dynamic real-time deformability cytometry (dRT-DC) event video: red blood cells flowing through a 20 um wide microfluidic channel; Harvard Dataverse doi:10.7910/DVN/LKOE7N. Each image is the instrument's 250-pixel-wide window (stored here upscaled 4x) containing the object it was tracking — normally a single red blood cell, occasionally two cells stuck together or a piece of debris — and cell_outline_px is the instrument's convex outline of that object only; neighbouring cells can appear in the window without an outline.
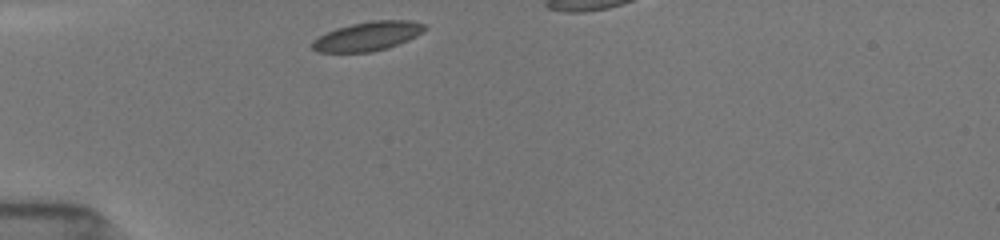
{"species": "common noctule bat (a hibernating species)", "species_latin": "Nyctalus noctula", "temperature_condition": "room temperature", "stored_images_in_passage": 32, "camera_frame_rate_fps": 3000, "um_per_image_px": 0.085, "animal": {"sex": "female", "body_mass_g": 19.5, "forearm_length_mm": 54.1}, "frame": {"image": 1, "passage_image": 1, "time_ms": 0.0, "image_size_px": [1000, 240], "cell_outline_px": [[428, 28], [416, 36], [408, 40], [388, 48], [372, 52], [316, 52], [312, 48], [312, 40], [336, 28], [352, 24], [372, 20], [412, 20], [424, 24]], "centroid_in_image_um": [31.27, 3.08], "position_along_channel_um": 53.7, "area_um2": 19.07}}
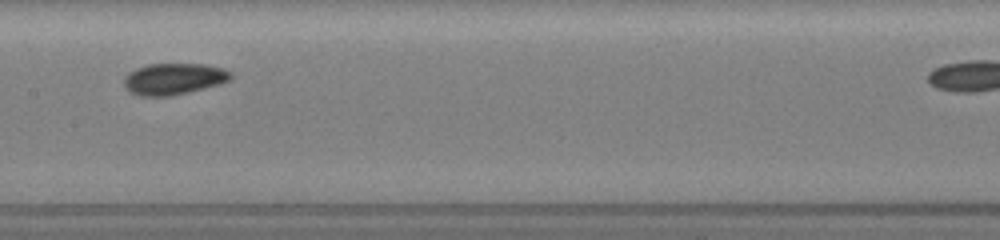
{"frame": {"image": 2, "passage_image": 13, "time_ms": 4.0, "image_size_px": [1000, 240], "cell_outline_px": [[232, 76], [228, 80], [220, 84], [172, 96], [140, 96], [128, 92], [124, 88], [124, 76], [128, 72], [136, 68], [148, 64], [204, 64], [224, 68], [232, 72]], "centroid_in_image_um": [14.73, 6.71], "position_along_channel_um": 192.7, "area_um2": 19.77}}
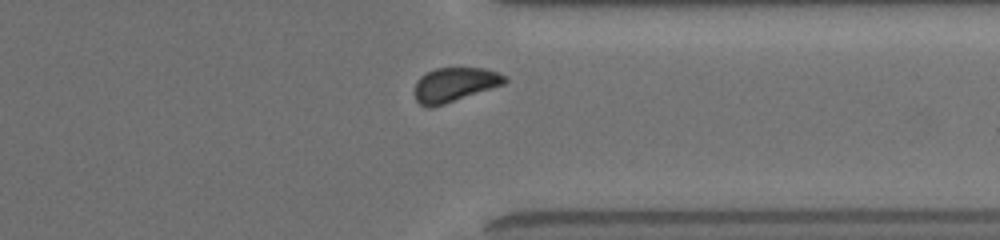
{"frame": {"image": 3, "passage_image": 27, "time_ms": 8.667, "image_size_px": [1000, 240], "cell_outline_px": [[508, 80], [504, 84], [432, 108], [428, 108], [420, 104], [416, 100], [416, 80], [424, 72], [436, 68], [484, 68], [508, 76]], "centroid_in_image_um": [38.64, 7.18], "position_along_channel_um": 372.8, "area_um2": 17.98}, "authors_computed_cell_mechanics": {"area_um2": 19.1029, "velocity_mm_per_s": 3.8694, "shape_relaxation_time_tau1_ms": 2.981, "shape_relaxation_time_tau2_ms": null, "deformation_change_tau1": 0.061, "deformation_change_tau2": null}}